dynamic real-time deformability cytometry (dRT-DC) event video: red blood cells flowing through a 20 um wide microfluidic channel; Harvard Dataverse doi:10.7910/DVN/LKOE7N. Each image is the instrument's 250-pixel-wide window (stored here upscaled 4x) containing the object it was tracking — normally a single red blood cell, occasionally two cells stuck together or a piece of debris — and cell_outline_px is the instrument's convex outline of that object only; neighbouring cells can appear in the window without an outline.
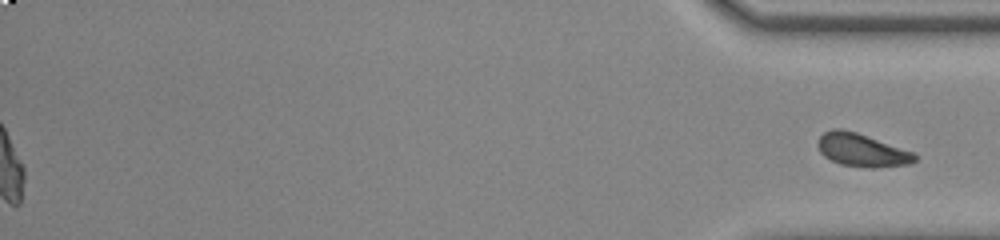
{"species": "common noctule bat (a hibernating species)", "species_latin": "Nyctalus noctula", "temperature_condition": "room temperature", "stored_images_in_passage": 52, "segment_of_instrument_passage": [2, 2], "camera_frame_rate_fps": 3000, "um_per_image_px": 0.085, "animal": {"sex": "male", "body_mass_g": 20.0, "forearm_length_mm": 53.3}, "frame": {"image": 1, "passage_image": 52, "time_ms": 17.0, "image_size_px": [1000, 240], "cell_outline_px": [[916, 160], [908, 164], [876, 168], [864, 168], [840, 164], [824, 156], [820, 152], [816, 144], [820, 136], [824, 132], [832, 128], [840, 128], [856, 132], [912, 152], [916, 156]], "centroid_in_image_um": [73.2, 12.76], "position_along_channel_um": 362.0, "area_um2": 18.55}}